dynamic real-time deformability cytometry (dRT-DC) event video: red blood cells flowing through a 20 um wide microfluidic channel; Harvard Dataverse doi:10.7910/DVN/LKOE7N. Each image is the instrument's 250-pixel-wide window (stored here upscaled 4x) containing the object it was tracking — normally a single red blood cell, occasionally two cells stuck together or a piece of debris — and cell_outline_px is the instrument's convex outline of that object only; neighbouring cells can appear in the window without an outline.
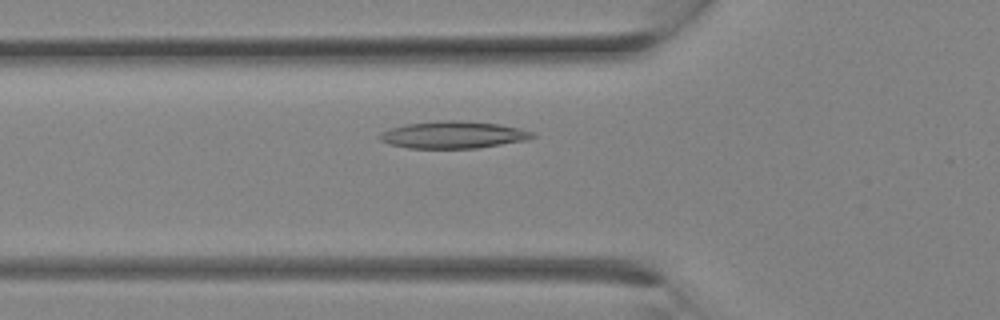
{"species": "Egyptian fruit bat (a non-hibernating species)", "species_latin": "Rousettus aegyptiacus", "temperature_condition": "room temperature", "stored_images_in_passage": 10, "camera_frame_rate_fps": 3000, "um_per_image_px": 0.085, "animal": {"sex": "female"}, "frame": {"image": 1, "passage_image": 6, "time_ms": 1.667, "image_size_px": [1000, 320], "cell_outline_px": [[536, 136], [528, 140], [476, 148], [408, 148], [388, 144], [380, 140], [376, 136], [380, 132], [404, 124], [440, 120], [456, 120], [500, 124], [520, 128], [536, 132]], "centroid_in_image_um": [38.53, 11.45], "position_along_channel_um": 87.3, "area_um2": 24.39}}
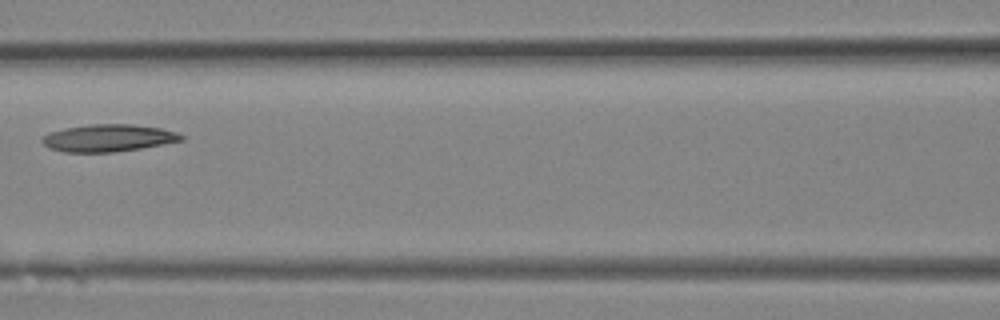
{"frame": {"image": 2, "passage_image": 9, "time_ms": 2.667, "image_size_px": [1000, 320], "cell_outline_px": [[184, 140], [140, 148], [112, 152], [64, 152], [48, 148], [40, 140], [48, 132], [64, 128], [92, 124], [132, 124], [160, 128], [176, 132], [184, 136]], "centroid_in_image_um": [9.17, 11.73], "position_along_channel_um": 157.4, "area_um2": 22.02}}